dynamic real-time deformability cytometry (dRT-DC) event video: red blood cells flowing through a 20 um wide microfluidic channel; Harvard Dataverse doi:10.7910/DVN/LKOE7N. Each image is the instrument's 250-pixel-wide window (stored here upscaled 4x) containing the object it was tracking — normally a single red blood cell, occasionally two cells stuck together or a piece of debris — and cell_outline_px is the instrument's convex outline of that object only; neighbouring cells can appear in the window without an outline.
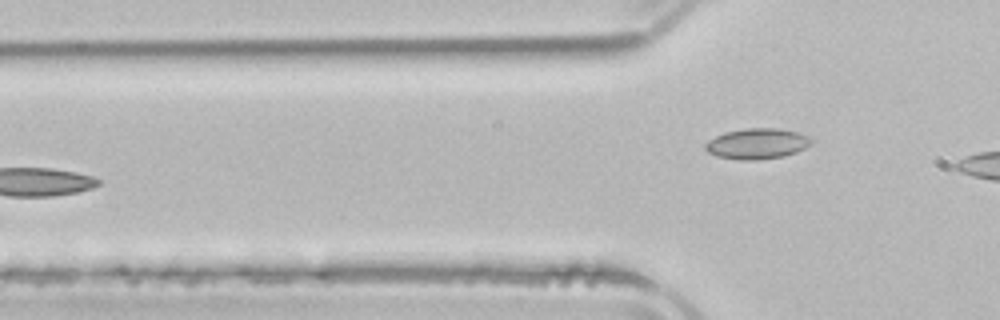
{"species": "common noctule bat (a hibernating species)", "species_latin": "Nyctalus noctula", "temperature_condition": "room temperature", "stored_images_in_passage": 5, "camera_frame_rate_fps": 3000, "um_per_image_px": 0.085, "animal": {"sex": "male", "body_mass_g": 21.5, "forearm_length_mm": 52.0}, "frame": {"image": 1, "passage_image": 5, "time_ms": 5.667, "image_size_px": [1000, 320], "cell_outline_px": [[812, 144], [796, 152], [784, 156], [756, 160], [740, 160], [716, 156], [708, 152], [704, 148], [704, 144], [708, 140], [724, 132], [748, 128], [776, 128], [800, 132], [808, 136], [812, 140]], "centroid_in_image_um": [64.35, 12.21], "position_along_channel_um": 61.5, "area_um2": 19.02}}